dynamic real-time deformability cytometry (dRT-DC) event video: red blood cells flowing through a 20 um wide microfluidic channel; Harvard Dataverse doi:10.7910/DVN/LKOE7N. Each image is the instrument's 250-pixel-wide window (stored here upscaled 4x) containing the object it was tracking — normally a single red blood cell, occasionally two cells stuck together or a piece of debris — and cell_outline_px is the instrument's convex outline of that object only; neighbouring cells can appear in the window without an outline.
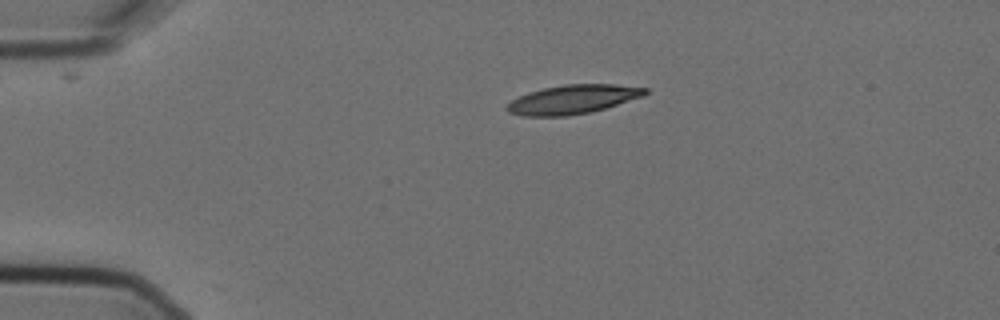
{"species": "Egyptian fruit bat (a non-hibernating species)", "species_latin": "Rousettus aegyptiacus", "temperature_condition": "cold", "stored_images_in_passage": 3, "camera_frame_rate_fps": 3000, "um_per_image_px": 0.085, "animal": {"sex": "female"}, "frame": {"image": 1, "passage_image": 1, "time_ms": 0.0, "image_size_px": [1000, 320], "cell_outline_px": [[648, 92], [644, 96], [604, 108], [588, 112], [568, 116], [520, 116], [508, 112], [504, 108], [512, 100], [528, 92], [544, 88], [564, 84], [616, 84], [648, 88]], "centroid_in_image_um": [48.68, 8.44], "position_along_channel_um": 36.3, "area_um2": 23.29}}
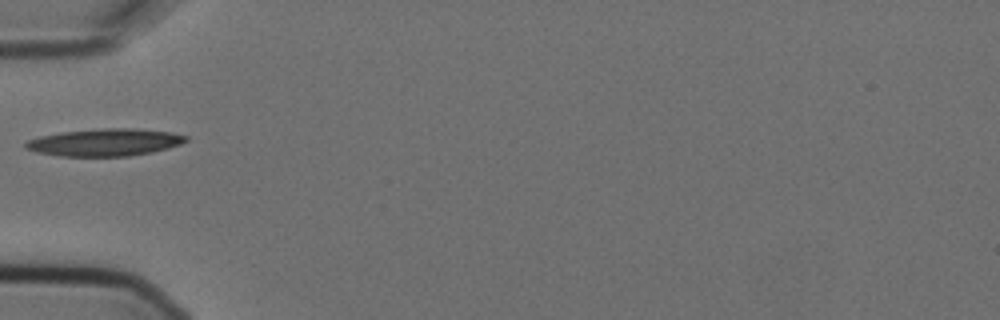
{"frame": {"image": 2, "passage_image": 3, "time_ms": 0.667, "image_size_px": [1000, 320], "cell_outline_px": [[188, 140], [180, 144], [168, 148], [152, 152], [128, 156], [60, 156], [36, 152], [24, 148], [24, 144], [28, 140], [40, 136], [60, 132], [100, 128], [132, 128], [168, 132], [188, 136]], "centroid_in_image_um": [8.88, 12.1], "position_along_channel_um": 76.1, "area_um2": 25.49}}